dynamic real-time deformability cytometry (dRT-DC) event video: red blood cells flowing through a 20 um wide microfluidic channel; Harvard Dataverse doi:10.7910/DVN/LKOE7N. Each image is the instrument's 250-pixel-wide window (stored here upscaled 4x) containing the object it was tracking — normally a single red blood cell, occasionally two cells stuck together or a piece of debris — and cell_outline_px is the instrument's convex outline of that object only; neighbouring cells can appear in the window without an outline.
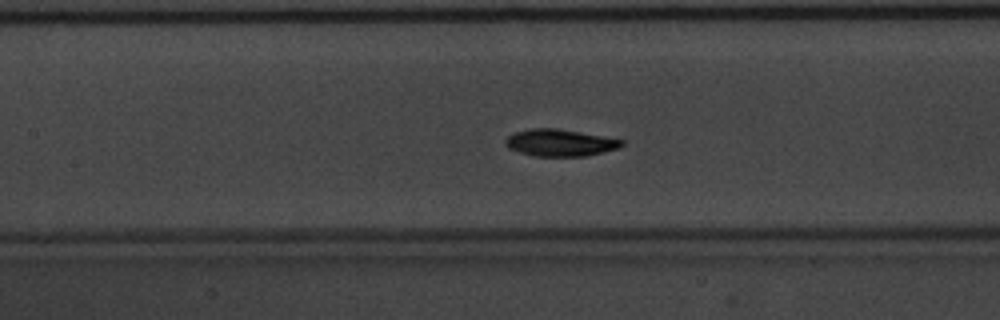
{"species": "common noctule bat (a hibernating species)", "species_latin": "Nyctalus noctula", "temperature_condition": "warm", "stored_images_in_passage": 37, "camera_frame_rate_fps": 3000, "um_per_image_px": 0.085, "animal": {"sex": "male", "body_mass_g": 20.1, "forearm_length_mm": 53.5}, "frame": {"image": 1, "passage_image": 8, "time_ms": 2.333, "image_size_px": [1000, 320], "cell_outline_px": [[624, 144], [620, 148], [584, 156], [536, 156], [520, 152], [508, 148], [504, 144], [504, 140], [508, 136], [516, 132], [528, 128], [556, 128], [624, 140]], "centroid_in_image_um": [47.58, 12.13], "position_along_channel_um": 159.8, "area_um2": 18.15}}
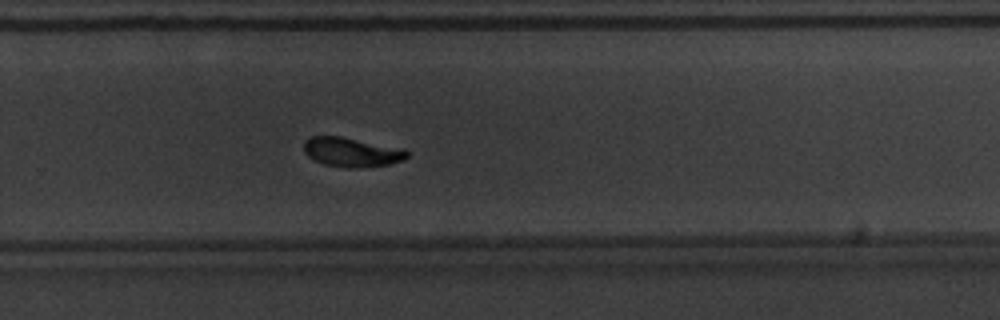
{"frame": {"image": 2, "passage_image": 19, "time_ms": 6.0, "image_size_px": [1000, 320], "cell_outline_px": [[408, 156], [404, 160], [388, 164], [360, 168], [348, 168], [324, 164], [308, 156], [304, 152], [304, 140], [312, 136], [340, 136], [404, 148], [408, 152]], "centroid_in_image_um": [29.91, 12.93], "position_along_channel_um": 299.9, "area_um2": 17.69}}
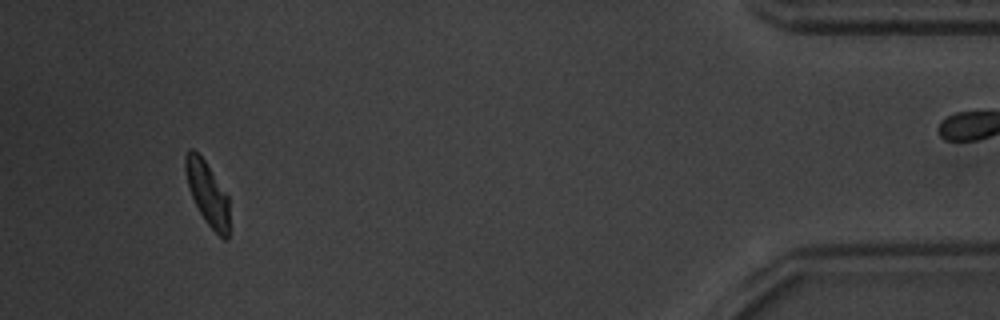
{"frame": {"image": 3, "passage_image": 33, "time_ms": 10.667, "image_size_px": [1000, 320], "cell_outline_px": [[228, 240], [224, 240], [204, 220], [188, 188], [184, 168], [184, 156], [188, 148], [192, 148], [204, 160], [228, 196]], "centroid_in_image_um": [17.6, 16.4], "position_along_channel_um": 417.6, "area_um2": 16.01}}